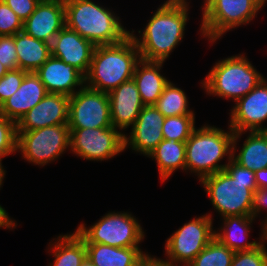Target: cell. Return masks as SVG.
Returning <instances> with one entry per match:
<instances>
[{"instance_id": "ab89813d", "label": "cell", "mask_w": 267, "mask_h": 266, "mask_svg": "<svg viewBox=\"0 0 267 266\" xmlns=\"http://www.w3.org/2000/svg\"><path fill=\"white\" fill-rule=\"evenodd\" d=\"M5 168L2 165V160H0V188L3 185V180L5 178L6 175V170H4Z\"/></svg>"}, {"instance_id": "9a60e30c", "label": "cell", "mask_w": 267, "mask_h": 266, "mask_svg": "<svg viewBox=\"0 0 267 266\" xmlns=\"http://www.w3.org/2000/svg\"><path fill=\"white\" fill-rule=\"evenodd\" d=\"M69 96L47 93L16 123L17 131H30L39 128L68 124Z\"/></svg>"}, {"instance_id": "44dd1931", "label": "cell", "mask_w": 267, "mask_h": 266, "mask_svg": "<svg viewBox=\"0 0 267 266\" xmlns=\"http://www.w3.org/2000/svg\"><path fill=\"white\" fill-rule=\"evenodd\" d=\"M223 225L215 230V238L234 252L250 251L258 247L267 238V229H262L260 241H248L253 216H228L221 219Z\"/></svg>"}, {"instance_id": "ac0fdd59", "label": "cell", "mask_w": 267, "mask_h": 266, "mask_svg": "<svg viewBox=\"0 0 267 266\" xmlns=\"http://www.w3.org/2000/svg\"><path fill=\"white\" fill-rule=\"evenodd\" d=\"M35 73L48 93L70 97L85 85V76L79 70L53 56H50Z\"/></svg>"}, {"instance_id": "603a6c76", "label": "cell", "mask_w": 267, "mask_h": 266, "mask_svg": "<svg viewBox=\"0 0 267 266\" xmlns=\"http://www.w3.org/2000/svg\"><path fill=\"white\" fill-rule=\"evenodd\" d=\"M164 62L140 60L135 67L133 80L145 106L154 105L170 81L160 72Z\"/></svg>"}, {"instance_id": "d6a6232c", "label": "cell", "mask_w": 267, "mask_h": 266, "mask_svg": "<svg viewBox=\"0 0 267 266\" xmlns=\"http://www.w3.org/2000/svg\"><path fill=\"white\" fill-rule=\"evenodd\" d=\"M20 31H23V21L3 0H0V36L15 35Z\"/></svg>"}, {"instance_id": "5bb4252c", "label": "cell", "mask_w": 267, "mask_h": 266, "mask_svg": "<svg viewBox=\"0 0 267 266\" xmlns=\"http://www.w3.org/2000/svg\"><path fill=\"white\" fill-rule=\"evenodd\" d=\"M164 121L165 117L154 105L144 106L131 126L130 136L124 134V149L130 147L136 153L148 157L164 139Z\"/></svg>"}, {"instance_id": "836d02e7", "label": "cell", "mask_w": 267, "mask_h": 266, "mask_svg": "<svg viewBox=\"0 0 267 266\" xmlns=\"http://www.w3.org/2000/svg\"><path fill=\"white\" fill-rule=\"evenodd\" d=\"M26 73L27 71L17 68L9 70L0 78V105L18 90Z\"/></svg>"}, {"instance_id": "4316f807", "label": "cell", "mask_w": 267, "mask_h": 266, "mask_svg": "<svg viewBox=\"0 0 267 266\" xmlns=\"http://www.w3.org/2000/svg\"><path fill=\"white\" fill-rule=\"evenodd\" d=\"M54 240H51L50 248L48 247L50 253H53L54 263H49L48 266H79L87 256L85 242L76 231L59 235Z\"/></svg>"}, {"instance_id": "f1b7e54d", "label": "cell", "mask_w": 267, "mask_h": 266, "mask_svg": "<svg viewBox=\"0 0 267 266\" xmlns=\"http://www.w3.org/2000/svg\"><path fill=\"white\" fill-rule=\"evenodd\" d=\"M235 252L214 238L187 266H231Z\"/></svg>"}, {"instance_id": "7402d4cb", "label": "cell", "mask_w": 267, "mask_h": 266, "mask_svg": "<svg viewBox=\"0 0 267 266\" xmlns=\"http://www.w3.org/2000/svg\"><path fill=\"white\" fill-rule=\"evenodd\" d=\"M242 149L236 153L237 142L245 132L234 133L232 159L251 171L267 168V131H249ZM237 154V155H236Z\"/></svg>"}, {"instance_id": "f546056e", "label": "cell", "mask_w": 267, "mask_h": 266, "mask_svg": "<svg viewBox=\"0 0 267 266\" xmlns=\"http://www.w3.org/2000/svg\"><path fill=\"white\" fill-rule=\"evenodd\" d=\"M195 128V115L170 116L165 117L162 134L166 140L186 142Z\"/></svg>"}, {"instance_id": "9c48e42d", "label": "cell", "mask_w": 267, "mask_h": 266, "mask_svg": "<svg viewBox=\"0 0 267 266\" xmlns=\"http://www.w3.org/2000/svg\"><path fill=\"white\" fill-rule=\"evenodd\" d=\"M70 148L68 124L30 131H17V152L34 165L45 166L57 160Z\"/></svg>"}, {"instance_id": "8fae6325", "label": "cell", "mask_w": 267, "mask_h": 266, "mask_svg": "<svg viewBox=\"0 0 267 266\" xmlns=\"http://www.w3.org/2000/svg\"><path fill=\"white\" fill-rule=\"evenodd\" d=\"M69 150L89 161L109 160L125 151L124 133L113 126L70 129Z\"/></svg>"}, {"instance_id": "3957f363", "label": "cell", "mask_w": 267, "mask_h": 266, "mask_svg": "<svg viewBox=\"0 0 267 266\" xmlns=\"http://www.w3.org/2000/svg\"><path fill=\"white\" fill-rule=\"evenodd\" d=\"M140 60L139 50L131 35L116 44L96 46L85 76V85L109 93L132 79Z\"/></svg>"}, {"instance_id": "d590c367", "label": "cell", "mask_w": 267, "mask_h": 266, "mask_svg": "<svg viewBox=\"0 0 267 266\" xmlns=\"http://www.w3.org/2000/svg\"><path fill=\"white\" fill-rule=\"evenodd\" d=\"M24 22L36 9L41 0H3Z\"/></svg>"}, {"instance_id": "6da1fadb", "label": "cell", "mask_w": 267, "mask_h": 266, "mask_svg": "<svg viewBox=\"0 0 267 266\" xmlns=\"http://www.w3.org/2000/svg\"><path fill=\"white\" fill-rule=\"evenodd\" d=\"M187 0H167L157 8L143 33L130 35L139 50L140 58L145 61L165 62L173 49L183 40L185 27L189 20Z\"/></svg>"}, {"instance_id": "484cf974", "label": "cell", "mask_w": 267, "mask_h": 266, "mask_svg": "<svg viewBox=\"0 0 267 266\" xmlns=\"http://www.w3.org/2000/svg\"><path fill=\"white\" fill-rule=\"evenodd\" d=\"M148 157L155 159L160 178L165 182L177 169L185 171L186 143L163 139Z\"/></svg>"}, {"instance_id": "cb8c5ba5", "label": "cell", "mask_w": 267, "mask_h": 266, "mask_svg": "<svg viewBox=\"0 0 267 266\" xmlns=\"http://www.w3.org/2000/svg\"><path fill=\"white\" fill-rule=\"evenodd\" d=\"M87 256L95 266H137L146 254L140 247H112L85 243Z\"/></svg>"}, {"instance_id": "5b68a950", "label": "cell", "mask_w": 267, "mask_h": 266, "mask_svg": "<svg viewBox=\"0 0 267 266\" xmlns=\"http://www.w3.org/2000/svg\"><path fill=\"white\" fill-rule=\"evenodd\" d=\"M222 130L216 126L204 125L195 128L187 139L185 172L196 173L201 181L204 177L223 171L232 159L234 131ZM227 157V163L220 164ZM187 170V171H186Z\"/></svg>"}, {"instance_id": "e575fe53", "label": "cell", "mask_w": 267, "mask_h": 266, "mask_svg": "<svg viewBox=\"0 0 267 266\" xmlns=\"http://www.w3.org/2000/svg\"><path fill=\"white\" fill-rule=\"evenodd\" d=\"M0 62L6 66L8 70L18 68L14 35L0 36Z\"/></svg>"}, {"instance_id": "8d00e7d4", "label": "cell", "mask_w": 267, "mask_h": 266, "mask_svg": "<svg viewBox=\"0 0 267 266\" xmlns=\"http://www.w3.org/2000/svg\"><path fill=\"white\" fill-rule=\"evenodd\" d=\"M267 208V189H257L253 193L252 216L257 218L261 210ZM260 213V214H259ZM261 222V229H267V217Z\"/></svg>"}, {"instance_id": "277c9868", "label": "cell", "mask_w": 267, "mask_h": 266, "mask_svg": "<svg viewBox=\"0 0 267 266\" xmlns=\"http://www.w3.org/2000/svg\"><path fill=\"white\" fill-rule=\"evenodd\" d=\"M66 26L95 46L111 45L130 35L112 9L93 0H64Z\"/></svg>"}, {"instance_id": "83f0119b", "label": "cell", "mask_w": 267, "mask_h": 266, "mask_svg": "<svg viewBox=\"0 0 267 266\" xmlns=\"http://www.w3.org/2000/svg\"><path fill=\"white\" fill-rule=\"evenodd\" d=\"M188 105V98L185 91L176 87L171 81L166 84L161 96L154 104L164 117L195 115L194 111L189 109Z\"/></svg>"}, {"instance_id": "60d3db41", "label": "cell", "mask_w": 267, "mask_h": 266, "mask_svg": "<svg viewBox=\"0 0 267 266\" xmlns=\"http://www.w3.org/2000/svg\"><path fill=\"white\" fill-rule=\"evenodd\" d=\"M79 266H95L92 261L86 256Z\"/></svg>"}, {"instance_id": "1f68e13d", "label": "cell", "mask_w": 267, "mask_h": 266, "mask_svg": "<svg viewBox=\"0 0 267 266\" xmlns=\"http://www.w3.org/2000/svg\"><path fill=\"white\" fill-rule=\"evenodd\" d=\"M266 242L267 238L253 250L235 252L231 266H267Z\"/></svg>"}, {"instance_id": "7bdbcfd3", "label": "cell", "mask_w": 267, "mask_h": 266, "mask_svg": "<svg viewBox=\"0 0 267 266\" xmlns=\"http://www.w3.org/2000/svg\"><path fill=\"white\" fill-rule=\"evenodd\" d=\"M262 7L265 6L267 0H256Z\"/></svg>"}, {"instance_id": "4fadbf2b", "label": "cell", "mask_w": 267, "mask_h": 266, "mask_svg": "<svg viewBox=\"0 0 267 266\" xmlns=\"http://www.w3.org/2000/svg\"><path fill=\"white\" fill-rule=\"evenodd\" d=\"M230 127L235 133L267 131V80L264 78L247 95L238 99L231 109Z\"/></svg>"}, {"instance_id": "2e32d148", "label": "cell", "mask_w": 267, "mask_h": 266, "mask_svg": "<svg viewBox=\"0 0 267 266\" xmlns=\"http://www.w3.org/2000/svg\"><path fill=\"white\" fill-rule=\"evenodd\" d=\"M65 25L64 0H41L35 11L23 22V31L51 44Z\"/></svg>"}, {"instance_id": "e0dca14e", "label": "cell", "mask_w": 267, "mask_h": 266, "mask_svg": "<svg viewBox=\"0 0 267 266\" xmlns=\"http://www.w3.org/2000/svg\"><path fill=\"white\" fill-rule=\"evenodd\" d=\"M95 47L93 43L65 25L51 43V56L70 64L86 76Z\"/></svg>"}, {"instance_id": "d4e9b609", "label": "cell", "mask_w": 267, "mask_h": 266, "mask_svg": "<svg viewBox=\"0 0 267 266\" xmlns=\"http://www.w3.org/2000/svg\"><path fill=\"white\" fill-rule=\"evenodd\" d=\"M18 68L27 72L37 71L51 56V44L31 37L24 31L14 35Z\"/></svg>"}, {"instance_id": "ffe728a7", "label": "cell", "mask_w": 267, "mask_h": 266, "mask_svg": "<svg viewBox=\"0 0 267 266\" xmlns=\"http://www.w3.org/2000/svg\"><path fill=\"white\" fill-rule=\"evenodd\" d=\"M48 92L35 72H27L18 90L0 105V115L16 123Z\"/></svg>"}, {"instance_id": "b9f144b4", "label": "cell", "mask_w": 267, "mask_h": 266, "mask_svg": "<svg viewBox=\"0 0 267 266\" xmlns=\"http://www.w3.org/2000/svg\"><path fill=\"white\" fill-rule=\"evenodd\" d=\"M9 70L0 62V78L3 77Z\"/></svg>"}, {"instance_id": "d6986e66", "label": "cell", "mask_w": 267, "mask_h": 266, "mask_svg": "<svg viewBox=\"0 0 267 266\" xmlns=\"http://www.w3.org/2000/svg\"><path fill=\"white\" fill-rule=\"evenodd\" d=\"M111 124L123 131L132 126L145 106L133 78L108 93Z\"/></svg>"}, {"instance_id": "8992f818", "label": "cell", "mask_w": 267, "mask_h": 266, "mask_svg": "<svg viewBox=\"0 0 267 266\" xmlns=\"http://www.w3.org/2000/svg\"><path fill=\"white\" fill-rule=\"evenodd\" d=\"M264 78L244 54H238L216 62L200 83L207 95L236 102Z\"/></svg>"}, {"instance_id": "52a82bcc", "label": "cell", "mask_w": 267, "mask_h": 266, "mask_svg": "<svg viewBox=\"0 0 267 266\" xmlns=\"http://www.w3.org/2000/svg\"><path fill=\"white\" fill-rule=\"evenodd\" d=\"M262 8L256 0H204L200 34L216 43L227 31L249 24Z\"/></svg>"}, {"instance_id": "4dcf8cb0", "label": "cell", "mask_w": 267, "mask_h": 266, "mask_svg": "<svg viewBox=\"0 0 267 266\" xmlns=\"http://www.w3.org/2000/svg\"><path fill=\"white\" fill-rule=\"evenodd\" d=\"M17 152L16 122L0 115V160Z\"/></svg>"}, {"instance_id": "f35d334b", "label": "cell", "mask_w": 267, "mask_h": 266, "mask_svg": "<svg viewBox=\"0 0 267 266\" xmlns=\"http://www.w3.org/2000/svg\"><path fill=\"white\" fill-rule=\"evenodd\" d=\"M254 173L257 189H267V168L257 170Z\"/></svg>"}, {"instance_id": "7a4b0ae2", "label": "cell", "mask_w": 267, "mask_h": 266, "mask_svg": "<svg viewBox=\"0 0 267 266\" xmlns=\"http://www.w3.org/2000/svg\"><path fill=\"white\" fill-rule=\"evenodd\" d=\"M200 183L222 218L252 216L253 193L257 190L254 171L231 159L223 171L204 177Z\"/></svg>"}, {"instance_id": "ba28073f", "label": "cell", "mask_w": 267, "mask_h": 266, "mask_svg": "<svg viewBox=\"0 0 267 266\" xmlns=\"http://www.w3.org/2000/svg\"><path fill=\"white\" fill-rule=\"evenodd\" d=\"M75 231L85 243L112 247H140L145 237L139 220L130 212H108L90 227L81 223Z\"/></svg>"}, {"instance_id": "7c38bea8", "label": "cell", "mask_w": 267, "mask_h": 266, "mask_svg": "<svg viewBox=\"0 0 267 266\" xmlns=\"http://www.w3.org/2000/svg\"><path fill=\"white\" fill-rule=\"evenodd\" d=\"M108 93L84 85L69 97V129L111 127Z\"/></svg>"}, {"instance_id": "74e56055", "label": "cell", "mask_w": 267, "mask_h": 266, "mask_svg": "<svg viewBox=\"0 0 267 266\" xmlns=\"http://www.w3.org/2000/svg\"><path fill=\"white\" fill-rule=\"evenodd\" d=\"M17 223L12 220L8 215L7 211L0 205V228L14 229Z\"/></svg>"}, {"instance_id": "30bf717a", "label": "cell", "mask_w": 267, "mask_h": 266, "mask_svg": "<svg viewBox=\"0 0 267 266\" xmlns=\"http://www.w3.org/2000/svg\"><path fill=\"white\" fill-rule=\"evenodd\" d=\"M212 215L194 217L176 230L165 243L166 260L187 266L215 238Z\"/></svg>"}]
</instances>
